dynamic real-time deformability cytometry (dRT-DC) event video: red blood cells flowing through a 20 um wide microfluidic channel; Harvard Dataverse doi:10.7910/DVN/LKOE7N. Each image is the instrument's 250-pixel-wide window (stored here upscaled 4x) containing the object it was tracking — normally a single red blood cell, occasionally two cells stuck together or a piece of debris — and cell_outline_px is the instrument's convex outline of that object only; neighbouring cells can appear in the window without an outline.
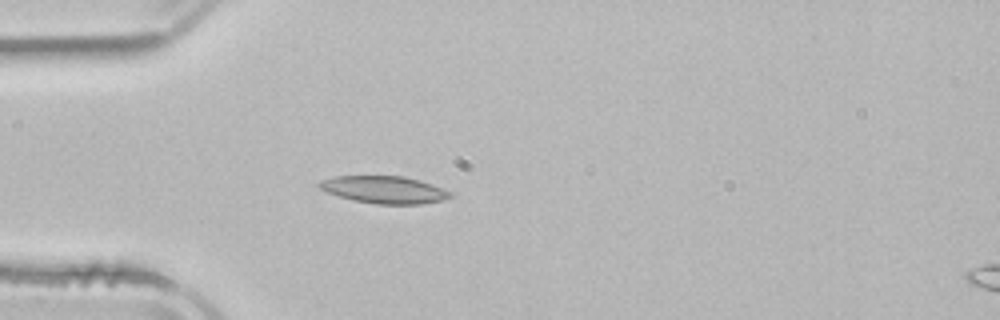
{"species": "common noctule bat (a hibernating species)", "species_latin": "Nyctalus noctula", "temperature_condition": "room temperature", "stored_images_in_passage": 2, "segment_of_instrument_passage": [1, 2], "camera_frame_rate_fps": 3000, "um_per_image_px": 0.085, "animal": {"sex": "male", "body_mass_g": 21.5, "forearm_length_mm": 52.0}, "frame": {"image": 1, "passage_image": 1, "time_ms": 0.0, "image_size_px": [1000, 320], "cell_outline_px": [[452, 196], [444, 200], [420, 204], [376, 204], [356, 200], [340, 196], [328, 192], [320, 188], [316, 184], [320, 180], [336, 176], [404, 176], [420, 180], [452, 192]], "centroid_in_image_um": [32.67, 16.12], "position_along_channel_um": 52.3, "area_um2": 20.69}}